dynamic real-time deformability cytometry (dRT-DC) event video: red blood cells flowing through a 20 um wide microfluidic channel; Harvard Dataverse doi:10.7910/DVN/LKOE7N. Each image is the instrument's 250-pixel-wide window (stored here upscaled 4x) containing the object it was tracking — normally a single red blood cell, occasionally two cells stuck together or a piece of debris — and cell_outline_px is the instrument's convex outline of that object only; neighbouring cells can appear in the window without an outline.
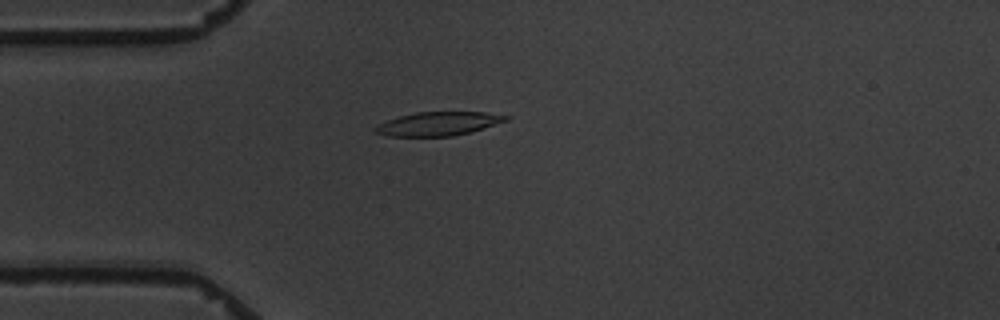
{"species": "common noctule bat (a hibernating species)", "species_latin": "Nyctalus noctula", "temperature_condition": "warm", "stored_images_in_passage": 5, "camera_frame_rate_fps": 3000, "um_per_image_px": 0.085, "animal": {"sex": "male", "body_mass_g": 19.5, "forearm_length_mm": 54.6}, "frame": {"image": 1, "passage_image": 5, "time_ms": 4.667, "image_size_px": [1000, 320], "cell_outline_px": [[512, 116], [508, 120], [468, 132], [452, 136], [388, 136], [376, 132], [372, 128], [388, 120], [400, 116], [416, 112], [484, 112]], "centroid_in_image_um": [37.26, 10.51], "position_along_channel_um": 47.7, "area_um2": 17.74}}